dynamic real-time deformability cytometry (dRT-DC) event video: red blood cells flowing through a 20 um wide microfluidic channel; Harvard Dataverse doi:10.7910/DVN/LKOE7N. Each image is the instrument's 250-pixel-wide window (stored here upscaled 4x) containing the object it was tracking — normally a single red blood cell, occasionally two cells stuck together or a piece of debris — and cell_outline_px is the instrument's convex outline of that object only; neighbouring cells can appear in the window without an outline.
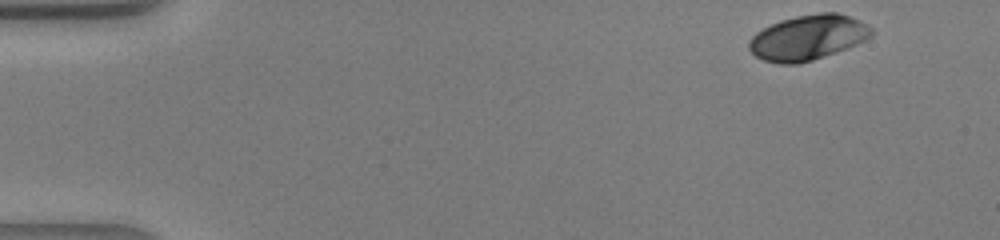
{"species": "human", "species_latin": "Homo sapiens", "temperature_condition": "warm", "stored_images_in_passage": 6, "camera_frame_rate_fps": 3000, "um_per_image_px": 0.085, "donor": {"sex": "male"}, "frame": {"image": 1, "passage_image": 1, "time_ms": 0.0, "image_size_px": [1000, 240], "cell_outline_px": [[872, 36], [856, 44], [836, 52], [800, 64], [780, 64], [764, 60], [756, 56], [748, 48], [748, 40], [756, 32], [780, 20], [796, 16], [820, 12], [836, 12], [848, 16], [872, 28]], "centroid_in_image_um": [68.63, 3.2], "position_along_channel_um": 16.4, "area_um2": 31.91}}